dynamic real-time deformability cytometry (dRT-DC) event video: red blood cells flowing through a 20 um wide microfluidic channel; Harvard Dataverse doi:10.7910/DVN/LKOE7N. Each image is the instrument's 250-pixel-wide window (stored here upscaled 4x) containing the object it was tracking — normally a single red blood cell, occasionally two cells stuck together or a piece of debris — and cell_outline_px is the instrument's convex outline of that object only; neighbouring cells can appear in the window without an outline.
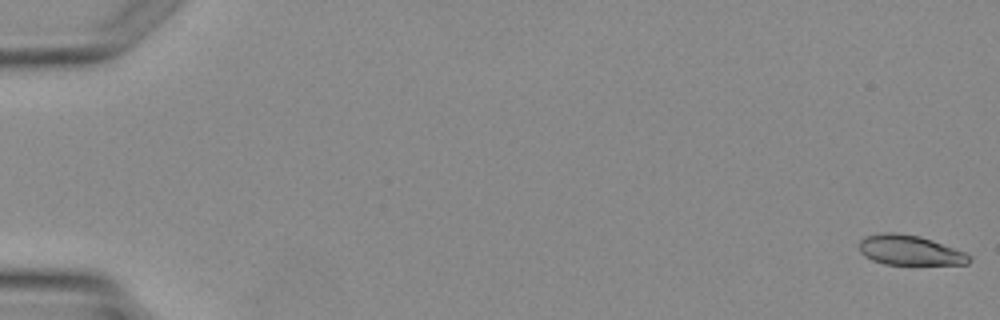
{"species": "Egyptian fruit bat (a non-hibernating species)", "species_latin": "Rousettus aegyptiacus", "temperature_condition": "warm", "stored_images_in_passage": 5, "camera_frame_rate_fps": 3000, "um_per_image_px": 0.085, "animal": {"sex": "female"}, "frame": {"image": 1, "passage_image": 1, "time_ms": 0.0, "image_size_px": [1000, 320], "cell_outline_px": [[972, 260], [968, 264], [884, 264], [872, 260], [864, 256], [860, 252], [860, 240], [864, 236], [880, 232], [896, 232], [920, 236], [932, 240], [964, 252], [972, 256]], "centroid_in_image_um": [77.31, 21.26], "position_along_channel_um": 7.7, "area_um2": 19.25}}
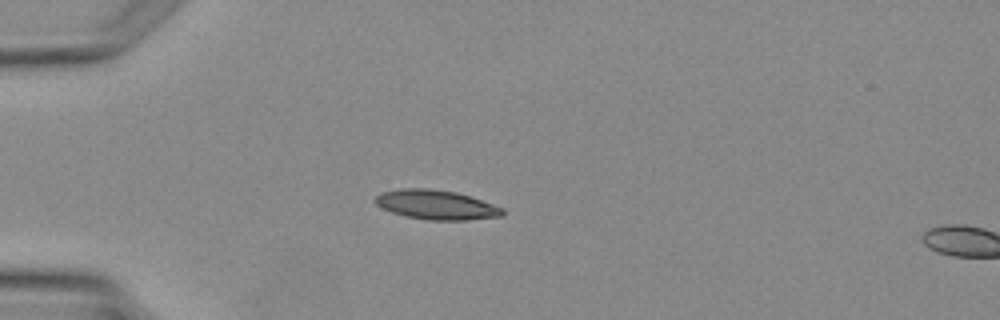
{"frame": {"image": 2, "passage_image": 4, "time_ms": 3.667, "image_size_px": [1000, 320], "cell_outline_px": [[504, 216], [468, 220], [428, 220], [408, 216], [392, 212], [376, 204], [372, 200], [380, 192], [400, 188], [428, 188], [456, 192], [472, 196], [504, 208]], "centroid_in_image_um": [37.1, 17.4], "position_along_channel_um": 47.9, "area_um2": 22.02}}